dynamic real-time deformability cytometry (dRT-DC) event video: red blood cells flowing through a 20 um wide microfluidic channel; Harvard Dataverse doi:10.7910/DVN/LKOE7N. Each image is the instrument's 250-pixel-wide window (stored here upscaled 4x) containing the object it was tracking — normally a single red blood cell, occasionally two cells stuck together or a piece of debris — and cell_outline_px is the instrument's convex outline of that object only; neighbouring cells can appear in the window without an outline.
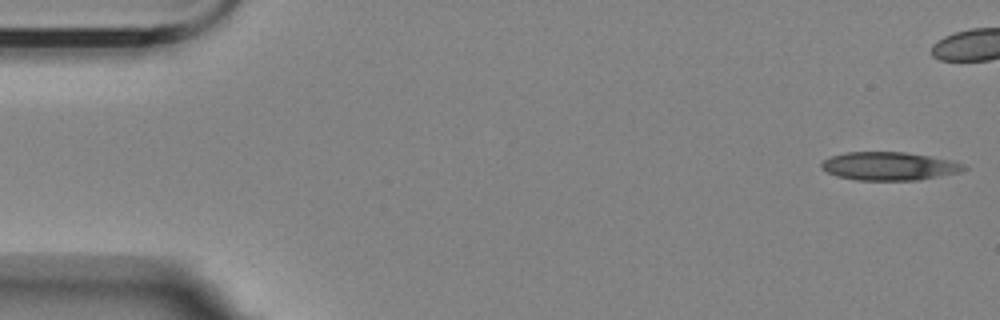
{"species": "Egyptian fruit bat (a non-hibernating species)", "species_latin": "Rousettus aegyptiacus", "temperature_condition": "room temperature", "stored_images_in_passage": 6, "camera_frame_rate_fps": 3000, "um_per_image_px": 0.085, "animal": {"sex": "female"}, "frame": {"image": 1, "passage_image": 1, "time_ms": 0.0, "image_size_px": [1000, 320], "cell_outline_px": [[968, 168], [960, 172], [920, 180], [856, 180], [836, 176], [820, 168], [820, 164], [824, 160], [832, 156], [848, 152], [904, 152], [952, 160], [964, 164]], "centroid_in_image_um": [75.59, 14.13], "position_along_channel_um": 9.4, "area_um2": 23.47}}
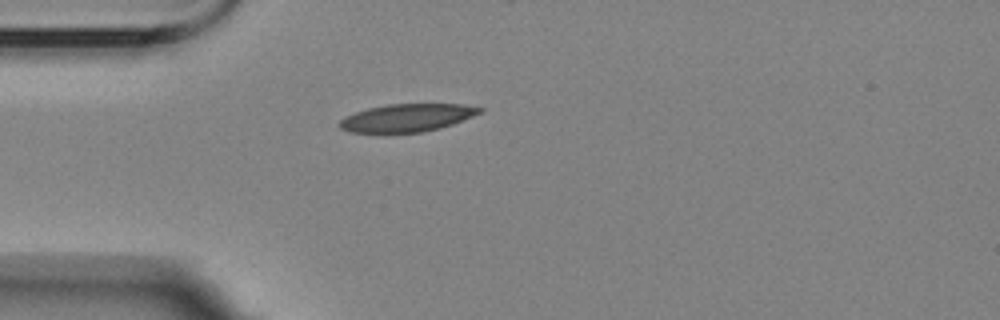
{"frame": {"image": 2, "passage_image": 5, "time_ms": 6.0, "image_size_px": [1000, 320], "cell_outline_px": [[484, 108], [480, 112], [472, 116], [452, 124], [440, 128], [424, 132], [352, 132], [340, 128], [336, 124], [344, 116], [368, 108], [388, 104], [464, 104]], "centroid_in_image_um": [34.57, 10.0], "position_along_channel_um": 50.4, "area_um2": 22.54}}